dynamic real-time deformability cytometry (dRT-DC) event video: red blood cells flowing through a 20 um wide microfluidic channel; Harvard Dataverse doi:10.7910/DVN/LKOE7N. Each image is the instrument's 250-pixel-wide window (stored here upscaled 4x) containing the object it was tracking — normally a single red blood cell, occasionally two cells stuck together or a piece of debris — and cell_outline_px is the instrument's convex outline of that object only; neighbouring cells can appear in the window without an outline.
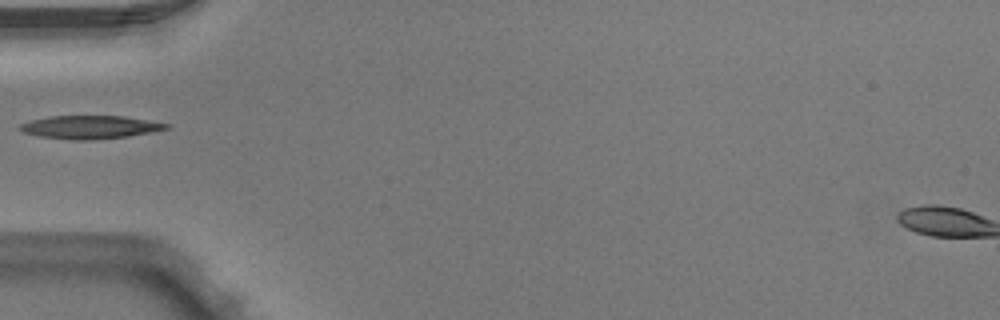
{"species": "Egyptian fruit bat (a non-hibernating species)", "species_latin": "Rousettus aegyptiacus", "temperature_condition": "warm", "stored_images_in_passage": 1, "camera_frame_rate_fps": 3000, "um_per_image_px": 0.085, "animal": {"sex": "male"}, "frame": {"image": 1, "passage_image": 1, "time_ms": 0.0, "image_size_px": [1000, 320], "cell_outline_px": [[172, 124], [168, 128], [128, 136], [92, 140], [72, 140], [40, 136], [24, 132], [20, 128], [20, 124], [32, 120], [52, 116], [124, 116]], "centroid_in_image_um": [7.68, 10.8], "position_along_channel_um": 77.3, "area_um2": 19.48}}